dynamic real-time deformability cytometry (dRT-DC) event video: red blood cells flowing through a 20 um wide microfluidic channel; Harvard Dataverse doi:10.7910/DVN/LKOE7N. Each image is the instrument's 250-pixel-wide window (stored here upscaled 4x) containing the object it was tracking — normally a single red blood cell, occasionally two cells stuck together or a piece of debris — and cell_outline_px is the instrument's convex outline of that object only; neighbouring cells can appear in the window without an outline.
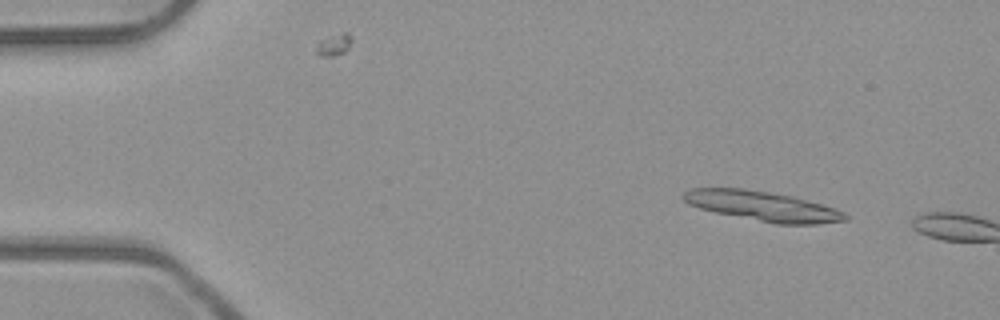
{"species": "common noctule bat (a hibernating species)", "species_latin": "Nyctalus noctula", "temperature_condition": "room temperature", "stored_images_in_passage": 7, "camera_frame_rate_fps": 3000, "um_per_image_px": 0.085, "animal": {"sex": "male", "body_mass_g": 23.1, "forearm_length_mm": 52.7}, "frame": {"image": 1, "passage_image": 5, "time_ms": 1.333, "image_size_px": [1000, 320], "cell_outline_px": [[848, 220], [816, 224], [776, 224], [716, 212], [700, 208], [688, 204], [684, 200], [684, 192], [692, 188], [744, 188], [792, 196], [820, 204], [844, 212], [848, 216]], "centroid_in_image_um": [64.82, 17.52], "position_along_channel_um": 20.2, "area_um2": 27.63}}